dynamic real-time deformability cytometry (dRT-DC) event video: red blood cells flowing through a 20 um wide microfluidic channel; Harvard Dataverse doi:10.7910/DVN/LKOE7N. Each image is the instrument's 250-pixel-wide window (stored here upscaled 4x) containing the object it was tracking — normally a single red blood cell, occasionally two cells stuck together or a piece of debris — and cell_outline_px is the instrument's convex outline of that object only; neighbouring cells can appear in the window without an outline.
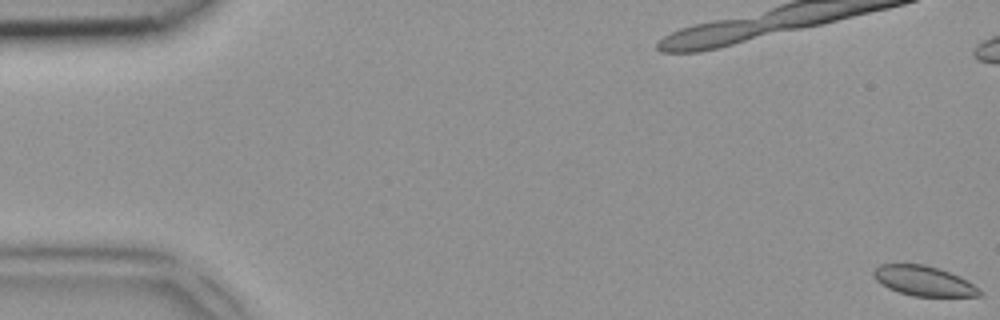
{"species": "common noctule bat (a hibernating species)", "species_latin": "Nyctalus noctula", "temperature_condition": "room temperature", "stored_images_in_passage": 49, "camera_frame_rate_fps": 3000, "um_per_image_px": 0.085, "animal": {"sex": "female", "body_mass_g": 18.4}, "frame": {"image": 1, "passage_image": 1, "time_ms": 0.0, "image_size_px": [1000, 320], "cell_outline_px": [[984, 292], [980, 296], [912, 296], [888, 288], [876, 280], [872, 276], [872, 272], [880, 264], [924, 264], [940, 268], [972, 284]], "centroid_in_image_um": [78.48, 23.87], "position_along_channel_um": 6.5, "area_um2": 18.26}}